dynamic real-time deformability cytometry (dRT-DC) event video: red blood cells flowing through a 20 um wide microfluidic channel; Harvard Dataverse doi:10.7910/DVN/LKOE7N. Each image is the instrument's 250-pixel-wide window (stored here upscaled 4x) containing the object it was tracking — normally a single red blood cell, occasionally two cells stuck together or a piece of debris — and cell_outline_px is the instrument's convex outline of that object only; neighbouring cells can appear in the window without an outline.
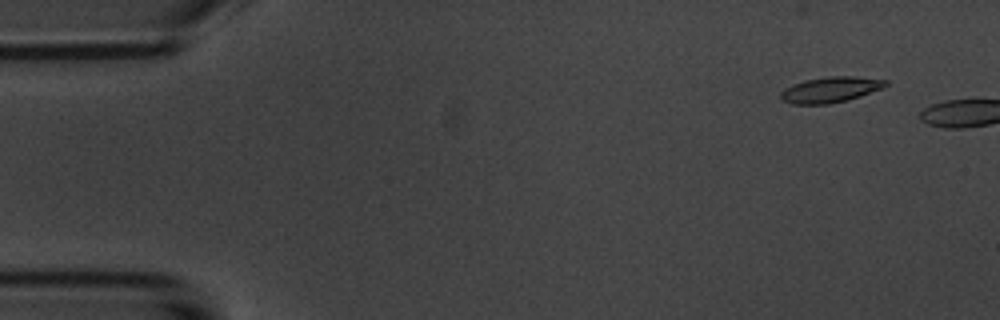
{"species": "common noctule bat (a hibernating species)", "species_latin": "Nyctalus noctula", "temperature_condition": "room temperature", "stored_images_in_passage": 3, "camera_frame_rate_fps": 3000, "um_per_image_px": 0.085, "animal": {"sex": "male", "body_mass_g": 20.1, "forearm_length_mm": 53.5}, "frame": {"image": 1, "passage_image": 2, "time_ms": 1.0, "image_size_px": [1000, 320], "cell_outline_px": [[888, 84], [884, 88], [848, 100], [828, 104], [792, 104], [780, 100], [780, 92], [784, 88], [792, 84], [804, 80], [828, 76], [852, 76], [888, 80]], "centroid_in_image_um": [70.57, 7.62], "position_along_channel_um": 14.4, "area_um2": 15.9}}